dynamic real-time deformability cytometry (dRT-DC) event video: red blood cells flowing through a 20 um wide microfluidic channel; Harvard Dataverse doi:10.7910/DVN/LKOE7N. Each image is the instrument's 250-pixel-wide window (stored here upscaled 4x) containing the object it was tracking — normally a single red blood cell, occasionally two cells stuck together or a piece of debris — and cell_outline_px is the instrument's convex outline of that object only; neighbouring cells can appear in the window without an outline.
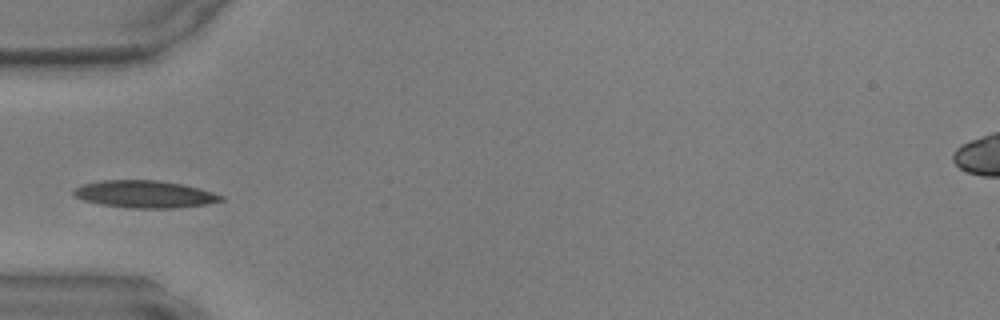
{"species": "common noctule bat (a hibernating species)", "species_latin": "Nyctalus noctula", "temperature_condition": "warm", "stored_images_in_passage": 33, "camera_frame_rate_fps": 3000, "um_per_image_px": 0.085, "animal": {"sex": "male", "body_mass_g": 17.9, "forearm_length_mm": 54.2}, "frame": {"image": 1, "passage_image": 1, "time_ms": 0.0, "image_size_px": [1000, 320], "cell_outline_px": [[224, 200], [208, 204], [172, 208], [132, 208], [100, 204], [84, 200], [72, 196], [72, 188], [84, 184], [104, 180], [160, 180], [184, 184], [212, 192], [224, 196]], "centroid_in_image_um": [12.29, 16.5], "position_along_channel_um": 72.7, "area_um2": 23.52}}
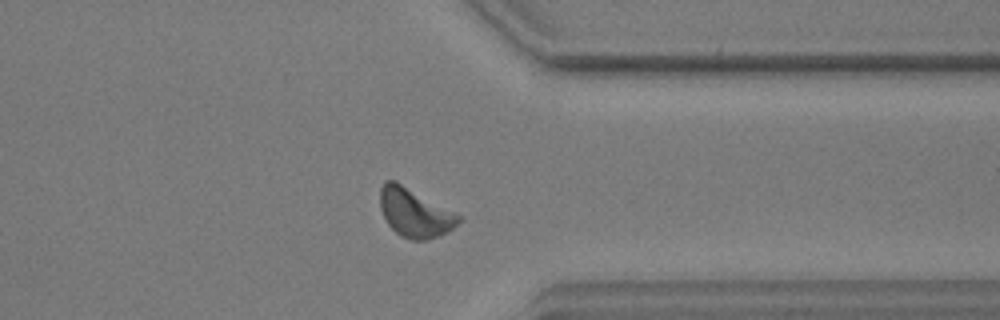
{"frame": {"image": 2, "passage_image": 23, "time_ms": 7.333, "image_size_px": [1000, 320], "cell_outline_px": [[464, 220], [448, 232], [428, 240], [412, 240], [400, 236], [388, 224], [380, 208], [380, 188], [384, 180], [396, 180], [464, 216]], "centroid_in_image_um": [35.3, 18.07], "position_along_channel_um": 376.1, "area_um2": 22.83}}
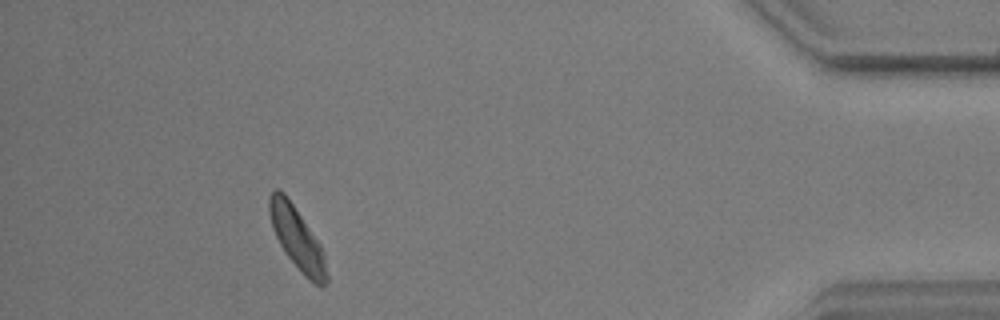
{"frame": {"image": 3, "passage_image": 29, "time_ms": 9.333, "image_size_px": [1000, 320], "cell_outline_px": [[328, 284], [320, 288], [308, 280], [304, 276], [288, 256], [280, 244], [272, 228], [268, 212], [268, 196], [276, 188], [280, 188], [284, 192], [320, 244], [328, 276]], "centroid_in_image_um": [25.24, 20.27], "position_along_channel_um": 410.0, "area_um2": 20.63}}